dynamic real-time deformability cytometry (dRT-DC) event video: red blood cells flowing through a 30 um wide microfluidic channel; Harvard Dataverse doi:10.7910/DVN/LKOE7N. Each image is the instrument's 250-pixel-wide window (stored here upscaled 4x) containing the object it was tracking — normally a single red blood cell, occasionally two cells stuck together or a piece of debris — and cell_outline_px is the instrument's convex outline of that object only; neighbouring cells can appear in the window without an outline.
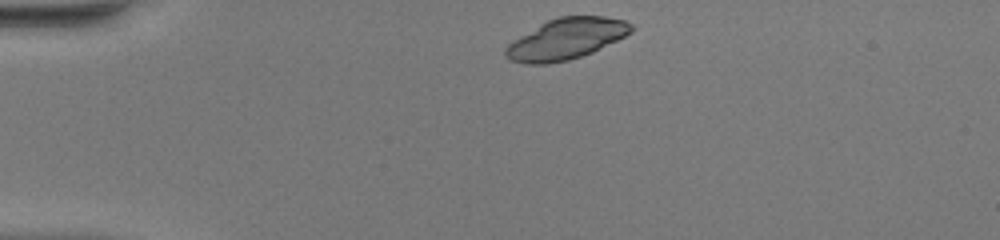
{"species": "common noctule bat (a hibernating species)", "species_latin": "Nyctalus noctula", "temperature_condition": "warm", "stored_images_in_passage": 40, "camera_frame_rate_fps": 3000, "um_per_image_px": 0.085, "animal": {"sex": "female", "body_mass_g": 20.0, "forearm_length_mm": 54.0}, "frame": {"image": 1, "passage_image": 1, "time_ms": 0.0, "image_size_px": [1000, 240], "cell_outline_px": [[636, 28], [632, 32], [592, 52], [568, 60], [548, 64], [524, 64], [508, 60], [504, 56], [504, 48], [508, 44], [540, 24], [556, 16], [604, 16], [624, 20], [632, 24]], "centroid_in_image_um": [48.11, 3.31], "position_along_channel_um": 36.9, "area_um2": 29.94}}